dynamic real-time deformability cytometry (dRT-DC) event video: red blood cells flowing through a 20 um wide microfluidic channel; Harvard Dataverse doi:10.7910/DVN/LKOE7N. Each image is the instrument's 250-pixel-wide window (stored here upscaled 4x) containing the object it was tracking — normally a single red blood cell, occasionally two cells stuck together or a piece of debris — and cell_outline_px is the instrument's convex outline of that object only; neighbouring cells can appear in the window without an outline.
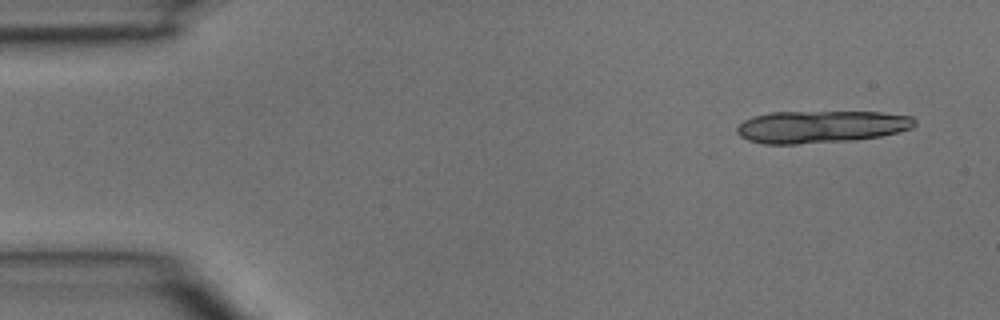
{"species": "common noctule bat (a hibernating species)", "species_latin": "Nyctalus noctula", "temperature_condition": "room temperature", "stored_images_in_passage": 5, "camera_frame_rate_fps": 3000, "um_per_image_px": 0.085, "animal": {"sex": "male", "body_mass_g": 15.6}, "frame": {"image": 1, "passage_image": 1, "time_ms": 0.0, "image_size_px": [1000, 320], "cell_outline_px": [[916, 124], [912, 128], [900, 132], [880, 136], [852, 140], [796, 144], [760, 144], [748, 140], [740, 136], [736, 132], [736, 128], [744, 120], [752, 116], [772, 112], [880, 112], [912, 116], [916, 120]], "centroid_in_image_um": [69.78, 10.77], "position_along_channel_um": 15.2, "area_um2": 33.64}}
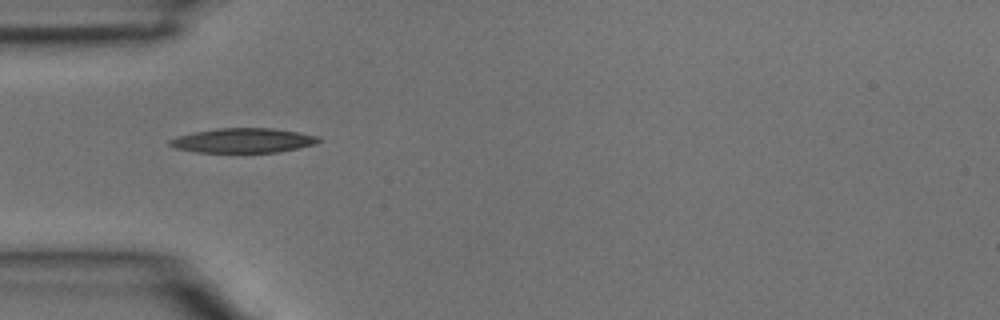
{"frame": {"image": 2, "passage_image": 4, "time_ms": 1.0, "image_size_px": [1000, 320], "cell_outline_px": [[320, 140], [316, 144], [280, 152], [196, 152], [176, 148], [168, 144], [168, 140], [176, 136], [216, 128], [272, 128], [320, 136]], "centroid_in_image_um": [20.66, 11.94], "position_along_channel_um": 64.3, "area_um2": 21.27}}